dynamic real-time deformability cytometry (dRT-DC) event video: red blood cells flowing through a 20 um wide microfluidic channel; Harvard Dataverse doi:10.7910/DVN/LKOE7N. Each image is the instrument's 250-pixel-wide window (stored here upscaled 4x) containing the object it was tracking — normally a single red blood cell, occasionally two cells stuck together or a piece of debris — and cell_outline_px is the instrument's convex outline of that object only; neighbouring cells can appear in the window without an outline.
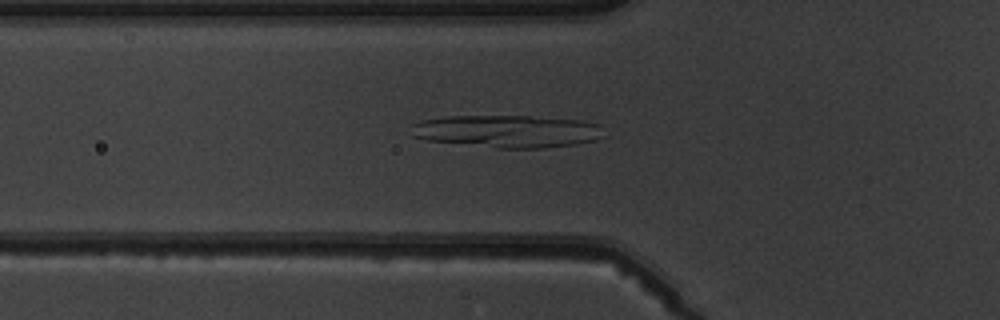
{"species": "common noctule bat (a hibernating species)", "species_latin": "Nyctalus noctula", "temperature_condition": "warm", "stored_images_in_passage": 6, "camera_frame_rate_fps": 3000, "um_per_image_px": 0.085, "animal": {"sex": "male", "body_mass_g": 19.5, "forearm_length_mm": 54.6}, "frame": {"image": 1, "passage_image": 6, "time_ms": 6.0, "image_size_px": [1000, 320], "cell_outline_px": [[608, 136], [596, 140], [576, 144], [544, 148], [496, 148], [428, 140], [412, 136], [408, 124], [424, 120], [448, 116], [528, 116], [580, 120], [600, 124]], "centroid_in_image_um": [43.15, 11.16], "position_along_channel_um": 82.6, "area_um2": 36.93}}